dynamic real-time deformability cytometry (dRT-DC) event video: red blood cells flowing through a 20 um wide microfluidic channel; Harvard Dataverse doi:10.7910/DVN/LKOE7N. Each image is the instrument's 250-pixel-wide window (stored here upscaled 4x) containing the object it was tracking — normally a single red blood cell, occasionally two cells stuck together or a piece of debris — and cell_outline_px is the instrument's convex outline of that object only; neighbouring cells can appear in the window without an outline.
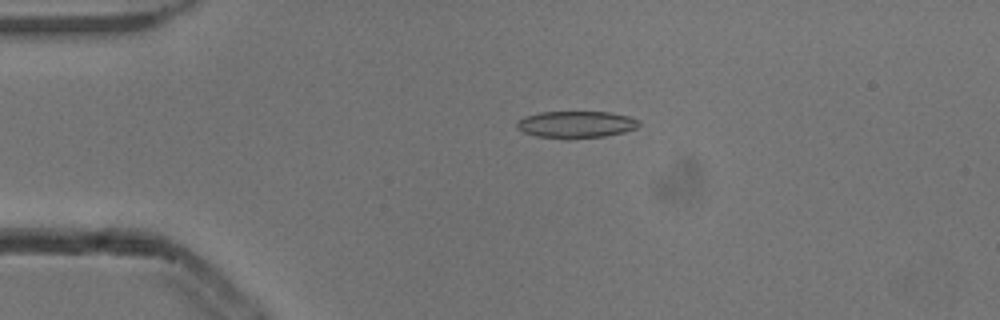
{"species": "common noctule bat (a hibernating species)", "species_latin": "Nyctalus noctula", "temperature_condition": "cold", "stored_images_in_passage": 44, "camera_frame_rate_fps": 3000, "um_per_image_px": 0.085, "animal": {"sex": "male", "body_mass_g": 13.3}, "frame": {"image": 1, "passage_image": 3, "time_ms": 0.667, "image_size_px": [1000, 320], "cell_outline_px": [[640, 124], [636, 128], [624, 132], [604, 136], [568, 140], [564, 140], [536, 136], [524, 132], [516, 128], [516, 120], [524, 116], [540, 112], [612, 112], [628, 116], [640, 120]], "centroid_in_image_um": [48.93, 10.59], "position_along_channel_um": 36.1, "area_um2": 19.59}}
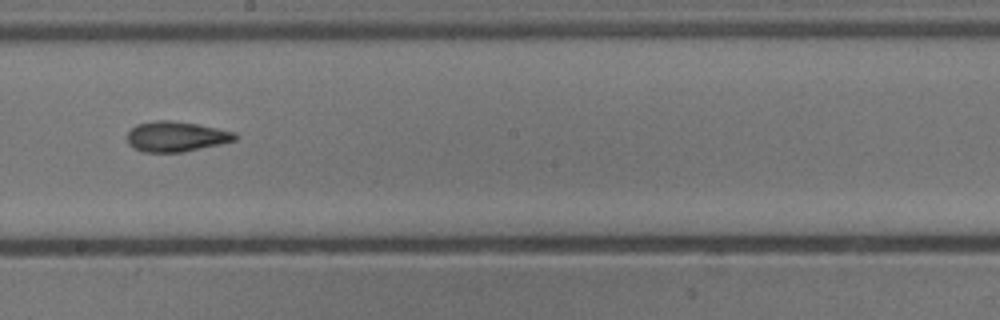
{"frame": {"image": 2, "passage_image": 21, "time_ms": 6.667, "image_size_px": [1000, 320], "cell_outline_px": [[240, 136], [236, 140], [220, 144], [184, 152], [144, 152], [132, 148], [128, 144], [128, 132], [136, 124], [156, 120], [172, 120], [196, 124], [236, 132]], "centroid_in_image_um": [14.98, 11.61], "position_along_channel_um": 233.2, "area_um2": 19.13}}
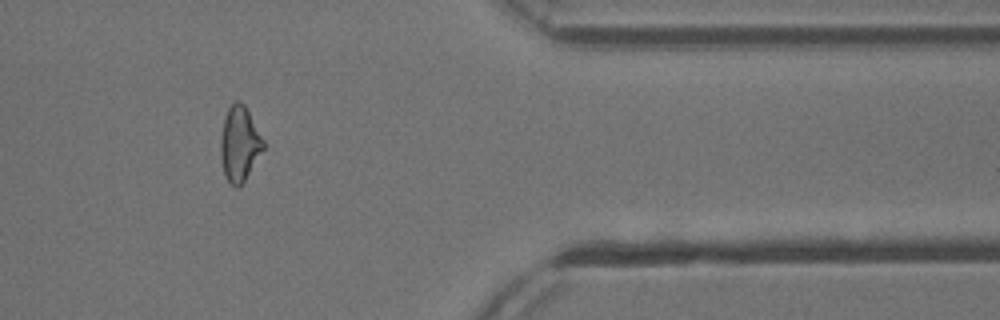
{"frame": {"image": 3, "passage_image": 35, "time_ms": 11.333, "image_size_px": [1000, 320], "cell_outline_px": [[264, 148], [240, 188], [236, 188], [224, 176], [220, 156], [220, 140], [224, 116], [228, 108], [236, 100], [240, 100], [244, 104], [264, 140]], "centroid_in_image_um": [20.34, 12.23], "position_along_channel_um": 391.1, "area_um2": 18.73}, "authors_computed_cell_mechanics": {"area_um2": 19.1029, "velocity_mm_per_s": 3.8858, "shape_relaxation_time_tau1_ms": 4.9149, "shape_relaxation_time_tau2_ms": 2.1996, "deformation_change_tau1": 0.15, "deformation_change_tau2": 0.1027}}